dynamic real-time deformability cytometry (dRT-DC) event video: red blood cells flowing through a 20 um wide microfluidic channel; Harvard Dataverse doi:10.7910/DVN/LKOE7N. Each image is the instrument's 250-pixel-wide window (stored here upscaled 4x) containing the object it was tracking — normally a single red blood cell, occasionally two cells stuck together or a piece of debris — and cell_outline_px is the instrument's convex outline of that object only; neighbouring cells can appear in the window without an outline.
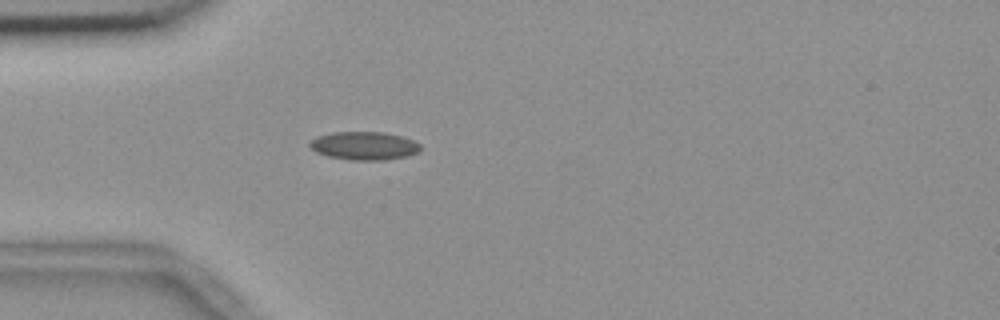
{"species": "common noctule bat (a hibernating species)", "species_latin": "Nyctalus noctula", "temperature_condition": "room temperature", "stored_images_in_passage": 1, "camera_frame_rate_fps": 3000, "um_per_image_px": 0.085, "animal": {"sex": "female", "body_mass_g": 18.4}, "frame": {"image": 1, "passage_image": 1, "time_ms": 0.0, "image_size_px": [1000, 320], "cell_outline_px": [[420, 148], [416, 152], [404, 156], [384, 160], [352, 160], [328, 156], [316, 152], [308, 144], [316, 136], [332, 132], [384, 132], [400, 136], [412, 140], [420, 144]], "centroid_in_image_um": [30.91, 12.38], "position_along_channel_um": 54.1, "area_um2": 17.98}}